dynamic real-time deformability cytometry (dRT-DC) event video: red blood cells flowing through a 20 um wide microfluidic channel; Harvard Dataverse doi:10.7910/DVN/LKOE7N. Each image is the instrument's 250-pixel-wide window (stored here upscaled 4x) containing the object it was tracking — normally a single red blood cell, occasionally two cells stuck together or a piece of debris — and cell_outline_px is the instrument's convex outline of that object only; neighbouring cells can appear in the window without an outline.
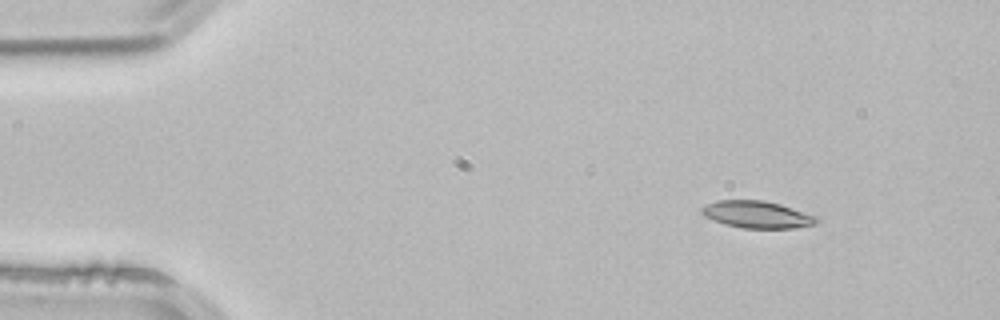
{"species": "common noctule bat (a hibernating species)", "species_latin": "Nyctalus noctula", "temperature_condition": "room temperature", "stored_images_in_passage": 4, "camera_frame_rate_fps": 3000, "um_per_image_px": 0.085, "animal": {"sex": "male", "body_mass_g": 21.5, "forearm_length_mm": 52.0}, "frame": {"image": 1, "passage_image": 2, "time_ms": 0.333, "image_size_px": [1000, 320], "cell_outline_px": [[820, 220], [816, 224], [796, 228], [744, 228], [724, 224], [704, 216], [700, 212], [700, 208], [704, 204], [716, 200], [764, 200], [780, 204], [820, 216]], "centroid_in_image_um": [64.38, 18.23], "position_along_channel_um": 20.6, "area_um2": 18.5}}
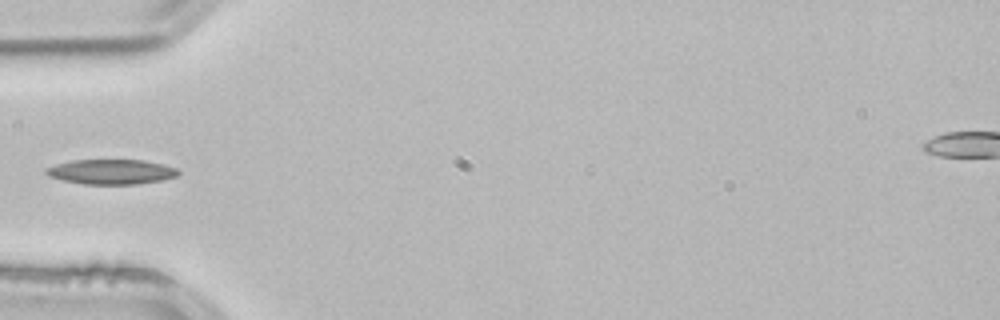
{"frame": {"image": 2, "passage_image": 4, "time_ms": 1.0, "image_size_px": [1000, 320], "cell_outline_px": [[180, 176], [164, 180], [136, 184], [84, 184], [64, 180], [48, 176], [44, 172], [44, 168], [56, 164], [72, 160], [144, 160], [164, 164], [176, 168], [180, 172]], "centroid_in_image_um": [9.49, 14.6], "position_along_channel_um": 75.5, "area_um2": 19.36}}